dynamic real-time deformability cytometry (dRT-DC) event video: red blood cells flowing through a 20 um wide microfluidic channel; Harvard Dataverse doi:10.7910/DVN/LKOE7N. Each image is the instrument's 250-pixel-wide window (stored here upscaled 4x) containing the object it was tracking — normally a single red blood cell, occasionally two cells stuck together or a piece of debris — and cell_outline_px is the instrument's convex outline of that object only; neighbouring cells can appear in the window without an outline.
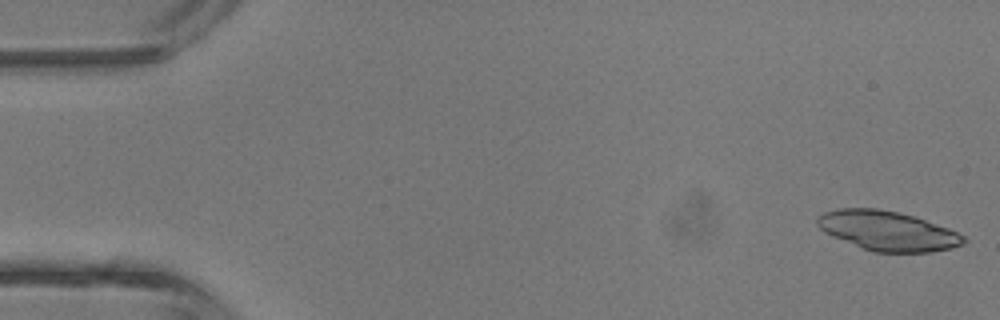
{"species": "common noctule bat (a hibernating species)", "species_latin": "Nyctalus noctula", "temperature_condition": "room temperature", "stored_images_in_passage": 3, "camera_frame_rate_fps": 3000, "um_per_image_px": 0.085, "animal": {"sex": "male", "body_mass_g": 13.3}, "frame": {"image": 1, "passage_image": 1, "time_ms": 0.0, "image_size_px": [1000, 320], "cell_outline_px": [[968, 240], [964, 244], [952, 248], [932, 252], [876, 252], [864, 248], [832, 236], [824, 232], [816, 224], [816, 216], [824, 212], [840, 208], [876, 208], [896, 212], [912, 216], [948, 228], [964, 236]], "centroid_in_image_um": [75.44, 19.62], "position_along_channel_um": 9.6, "area_um2": 33.47}}